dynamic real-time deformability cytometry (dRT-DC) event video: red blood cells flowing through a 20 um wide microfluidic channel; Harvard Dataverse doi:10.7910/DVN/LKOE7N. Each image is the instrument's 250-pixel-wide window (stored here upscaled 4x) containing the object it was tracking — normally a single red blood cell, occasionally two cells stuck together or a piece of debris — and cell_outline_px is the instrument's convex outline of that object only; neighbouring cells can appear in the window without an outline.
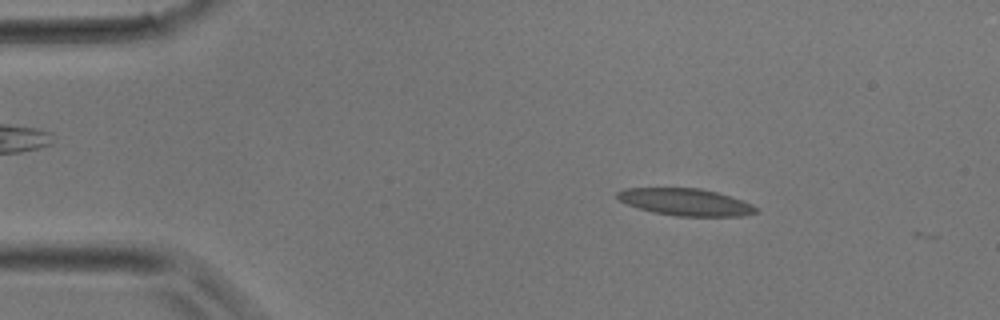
{"species": "common noctule bat (a hibernating species)", "species_latin": "Nyctalus noctula", "temperature_condition": "room temperature", "stored_images_in_passage": 7, "camera_frame_rate_fps": 3000, "um_per_image_px": 0.085, "animal": {"sex": "male", "body_mass_g": 17.9}, "frame": {"image": 1, "passage_image": 6, "time_ms": 1.667, "image_size_px": [1000, 320], "cell_outline_px": [[760, 208], [756, 212], [740, 216], [676, 216], [652, 212], [628, 204], [620, 200], [616, 196], [616, 192], [624, 188], [700, 188], [716, 192], [744, 200]], "centroid_in_image_um": [58.29, 17.17], "position_along_channel_um": 26.7, "area_um2": 21.85}}